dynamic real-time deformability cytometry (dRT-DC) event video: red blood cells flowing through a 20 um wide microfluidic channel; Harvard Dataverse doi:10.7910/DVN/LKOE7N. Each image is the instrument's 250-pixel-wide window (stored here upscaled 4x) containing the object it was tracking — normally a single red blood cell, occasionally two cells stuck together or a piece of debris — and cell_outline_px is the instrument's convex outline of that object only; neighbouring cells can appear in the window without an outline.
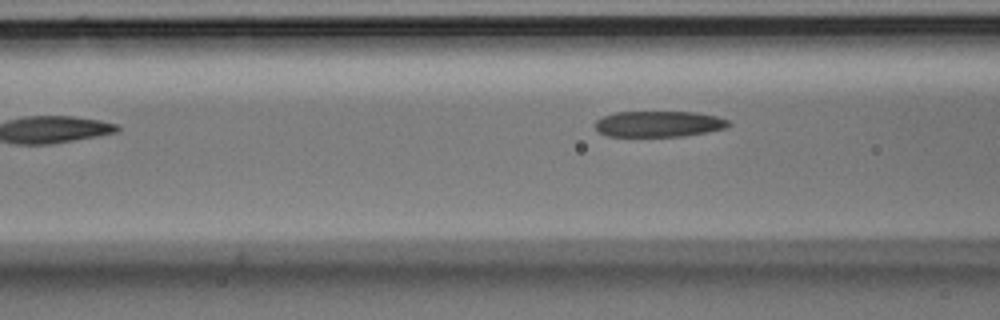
{"species": "Egyptian fruit bat (a non-hibernating species)", "species_latin": "Rousettus aegyptiacus", "temperature_condition": "room temperature", "stored_images_in_passage": 7, "camera_frame_rate_fps": 3000, "um_per_image_px": 0.085, "animal": {"sex": "male"}, "frame": {"image": 1, "passage_image": 7, "time_ms": 2.0, "image_size_px": [1000, 320], "cell_outline_px": [[732, 124], [728, 128], [708, 132], [684, 136], [608, 136], [600, 132], [596, 128], [596, 120], [604, 116], [616, 112], [696, 112], [716, 116], [728, 120]], "centroid_in_image_um": [56.05, 10.53], "position_along_channel_um": 110.5, "area_um2": 20.17}}